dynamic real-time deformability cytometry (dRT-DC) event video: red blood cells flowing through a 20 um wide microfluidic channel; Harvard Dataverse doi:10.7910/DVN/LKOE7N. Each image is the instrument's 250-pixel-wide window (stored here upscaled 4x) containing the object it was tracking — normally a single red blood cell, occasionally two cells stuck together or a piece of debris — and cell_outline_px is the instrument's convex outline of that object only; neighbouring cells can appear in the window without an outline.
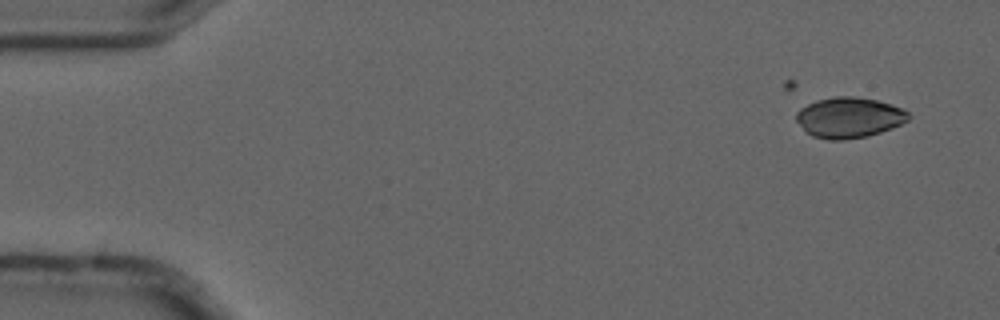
{"species": "common noctule bat (a hibernating species)", "species_latin": "Nyctalus noctula", "temperature_condition": "cold", "stored_images_in_passage": 9, "camera_frame_rate_fps": 3000, "um_per_image_px": 0.085, "animal": {"sex": "male", "forearm_length_mm": 52.5}, "frame": {"image": 1, "passage_image": 3, "time_ms": 0.667, "image_size_px": [1000, 320], "cell_outline_px": [[912, 116], [908, 120], [892, 128], [868, 136], [844, 140], [828, 140], [812, 136], [796, 120], [796, 112], [800, 108], [816, 100], [836, 96], [852, 96], [876, 100], [892, 104], [904, 108]], "centroid_in_image_um": [72.2, 9.99], "position_along_channel_um": 12.8, "area_um2": 26.59}}
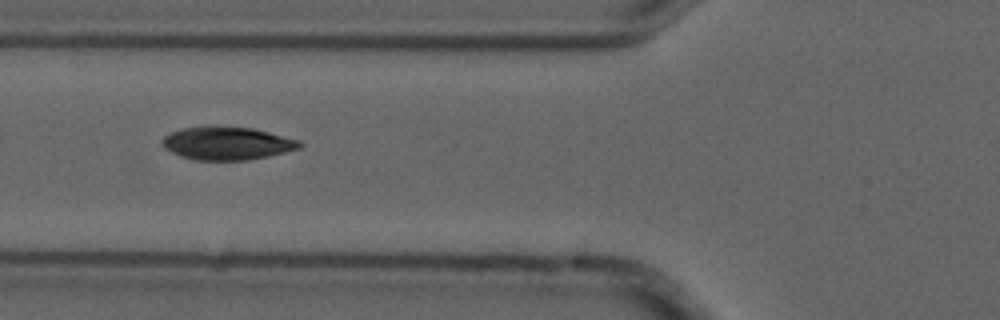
{"frame": {"image": 2, "passage_image": 8, "time_ms": 2.333, "image_size_px": [1000, 320], "cell_outline_px": [[304, 144], [300, 148], [268, 156], [248, 160], [192, 160], [180, 156], [164, 148], [160, 144], [160, 140], [164, 136], [172, 132], [184, 128], [204, 124], [216, 124], [252, 128], [300, 140]], "centroid_in_image_um": [19.25, 12.15], "position_along_channel_um": 106.5, "area_um2": 27.11}}
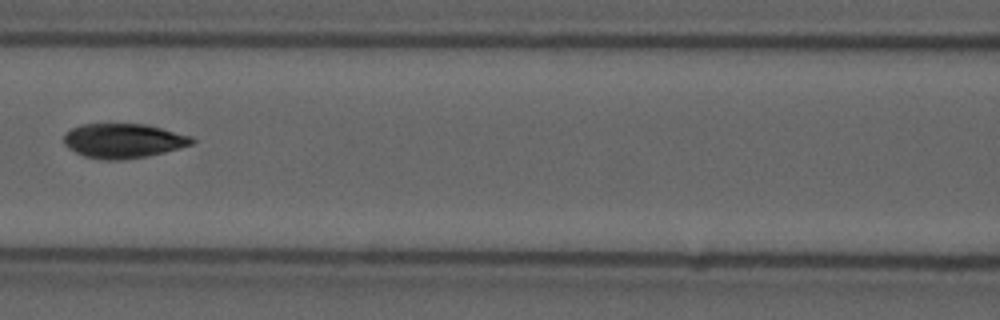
{"frame": {"image": 3, "passage_image": 9, "time_ms": 2.667, "image_size_px": [1000, 320], "cell_outline_px": [[196, 140], [192, 144], [180, 148], [164, 152], [124, 160], [104, 160], [84, 156], [68, 148], [64, 144], [64, 136], [72, 128], [80, 124], [144, 124], [192, 136]], "centroid_in_image_um": [10.48, 11.97], "position_along_channel_um": 156.1, "area_um2": 25.61}}